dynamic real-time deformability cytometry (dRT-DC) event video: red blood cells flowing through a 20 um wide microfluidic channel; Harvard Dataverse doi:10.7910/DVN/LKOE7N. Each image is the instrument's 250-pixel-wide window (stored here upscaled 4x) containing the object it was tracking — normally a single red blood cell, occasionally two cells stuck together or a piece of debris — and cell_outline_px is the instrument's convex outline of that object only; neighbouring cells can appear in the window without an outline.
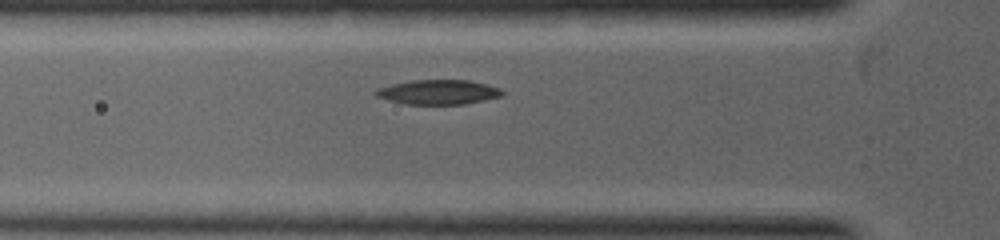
{"species": "common noctule bat (a hibernating species)", "species_latin": "Nyctalus noctula", "temperature_condition": "warm", "stored_images_in_passage": 28, "camera_frame_rate_fps": 5000, "um_per_image_px": 0.085, "animal": {"sex": "female", "body_mass_g": 19.0, "forearm_length_mm": 53.3}, "frame": {"image": 1, "passage_image": 3, "time_ms": 0.2, "image_size_px": [1000, 240], "cell_outline_px": [[504, 96], [464, 104], [404, 104], [388, 100], [376, 96], [372, 92], [376, 88], [392, 84], [412, 80], [468, 80], [488, 84], [500, 88], [504, 92]], "centroid_in_image_um": [37.25, 7.83], "position_along_channel_um": 88.5, "area_um2": 18.32}}
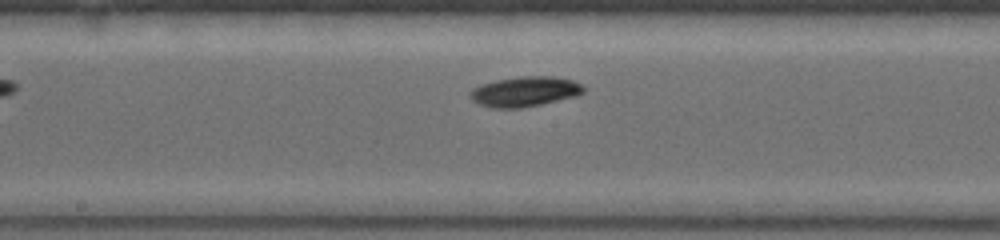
{"frame": {"image": 2, "passage_image": 15, "time_ms": 1.8, "image_size_px": [1000, 240], "cell_outline_px": [[584, 92], [576, 96], [540, 104], [520, 108], [492, 108], [480, 104], [472, 100], [468, 96], [468, 92], [472, 88], [480, 84], [496, 80], [520, 76], [552, 76], [572, 80], [580, 84], [584, 88]], "centroid_in_image_um": [44.55, 7.78], "position_along_channel_um": 203.6, "area_um2": 19.88}}
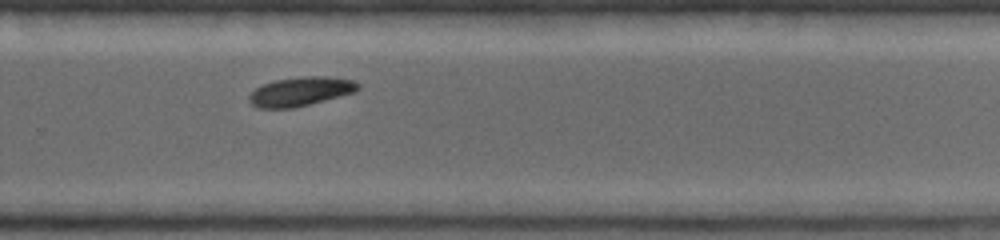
{"frame": {"image": 3, "passage_image": 26, "time_ms": 3.2, "image_size_px": [1000, 240], "cell_outline_px": [[360, 88], [352, 92], [324, 100], [292, 108], [260, 108], [252, 104], [248, 100], [248, 96], [256, 88], [264, 84], [276, 80], [300, 76], [324, 76], [352, 80], [360, 84]], "centroid_in_image_um": [25.52, 7.77], "position_along_channel_um": 304.3, "area_um2": 18.09}}